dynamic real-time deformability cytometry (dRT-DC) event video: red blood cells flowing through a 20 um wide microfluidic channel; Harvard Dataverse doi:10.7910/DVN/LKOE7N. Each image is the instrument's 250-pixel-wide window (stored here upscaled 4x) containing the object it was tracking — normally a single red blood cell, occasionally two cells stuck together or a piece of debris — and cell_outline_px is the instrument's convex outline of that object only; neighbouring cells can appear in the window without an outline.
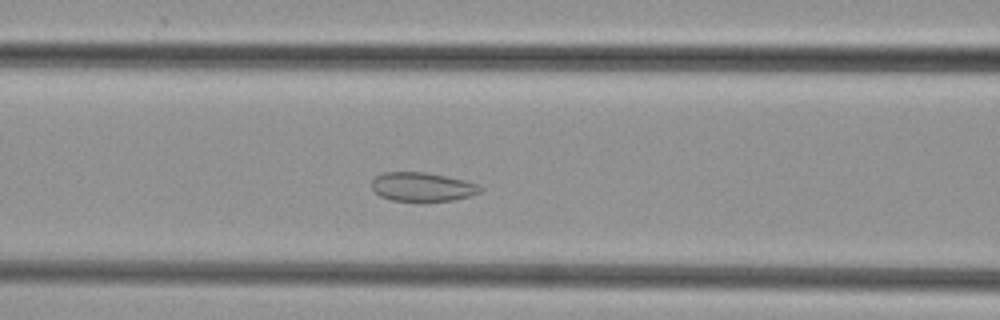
{"species": "common noctule bat (a hibernating species)", "species_latin": "Nyctalus noctula", "temperature_condition": "cold", "stored_images_in_passage": 44, "camera_frame_rate_fps": 3000, "um_per_image_px": 0.085, "animal": {"sex": "female", "body_mass_g": 29.2, "forearm_length_mm": 56.3}, "frame": {"image": 1, "passage_image": 15, "time_ms": 4.667, "image_size_px": [1000, 320], "cell_outline_px": [[484, 188], [480, 192], [472, 196], [452, 200], [420, 204], [392, 200], [380, 196], [372, 188], [372, 180], [376, 176], [384, 172], [424, 172], [464, 180], [476, 184]], "centroid_in_image_um": [35.9, 15.93], "position_along_channel_um": 130.7, "area_um2": 18.84}}
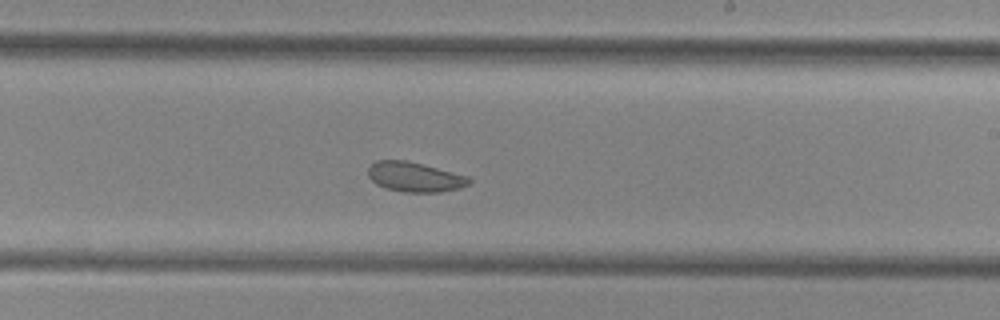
{"frame": {"image": 2, "passage_image": 24, "time_ms": 7.667, "image_size_px": [1000, 320], "cell_outline_px": [[472, 180], [468, 184], [460, 188], [440, 192], [404, 192], [388, 188], [376, 184], [368, 176], [368, 168], [376, 160], [404, 160], [468, 176]], "centroid_in_image_um": [35.24, 15.05], "position_along_channel_um": 253.8, "area_um2": 17.22}}
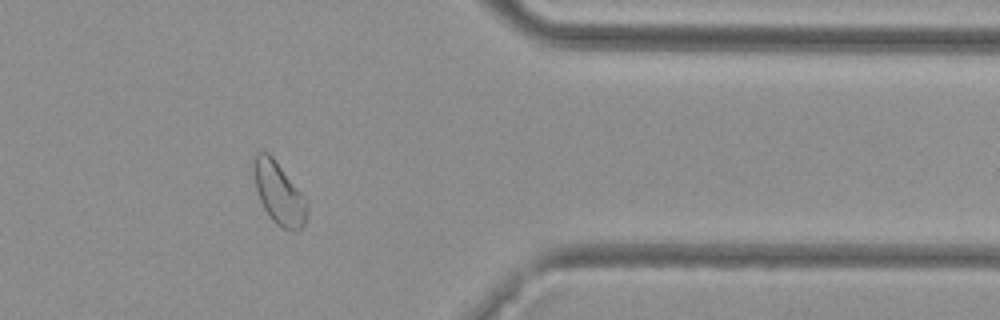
{"frame": {"image": 3, "passage_image": 35, "time_ms": 11.333, "image_size_px": [1000, 320], "cell_outline_px": [[308, 212], [304, 224], [300, 228], [284, 228], [276, 224], [268, 216], [260, 200], [256, 188], [252, 168], [252, 164], [256, 152], [268, 152], [272, 156], [308, 200]], "centroid_in_image_um": [23.7, 16.39], "position_along_channel_um": 387.7, "area_um2": 19.25}}